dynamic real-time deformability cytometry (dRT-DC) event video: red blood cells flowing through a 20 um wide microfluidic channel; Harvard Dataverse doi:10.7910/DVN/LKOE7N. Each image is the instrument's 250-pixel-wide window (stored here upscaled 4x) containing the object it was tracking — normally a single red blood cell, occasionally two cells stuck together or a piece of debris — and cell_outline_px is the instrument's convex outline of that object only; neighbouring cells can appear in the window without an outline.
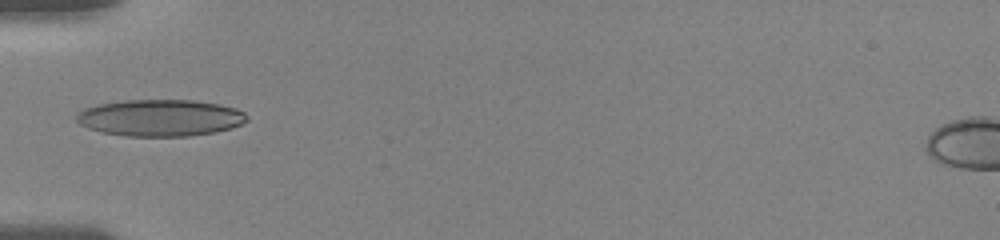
{"species": "human", "species_latin": "Homo sapiens", "temperature_condition": "room temperature", "stored_images_in_passage": 8, "camera_frame_rate_fps": 3000, "um_per_image_px": 0.085, "donor": {"sex": "female"}, "frame": {"image": 1, "passage_image": 1, "time_ms": 0.0, "image_size_px": [1000, 240], "cell_outline_px": [[248, 120], [232, 128], [212, 132], [188, 136], [124, 136], [104, 132], [88, 128], [80, 124], [76, 120], [76, 116], [84, 108], [100, 104], [128, 100], [192, 100], [220, 104], [236, 108], [244, 112], [248, 116]], "centroid_in_image_um": [13.64, 10.01], "position_along_channel_um": 71.4, "area_um2": 36.3}}
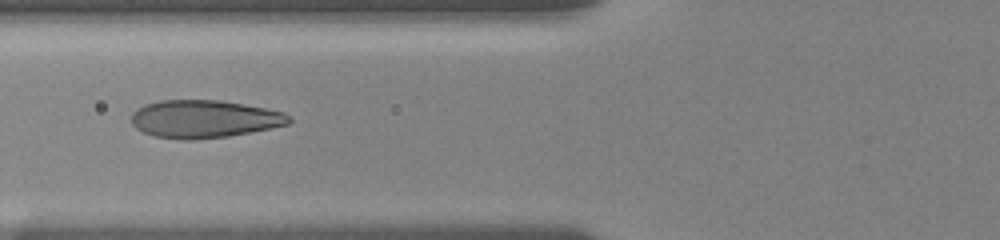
{"frame": {"image": 2, "passage_image": 7, "time_ms": 1.0, "image_size_px": [1000, 240], "cell_outline_px": [[292, 120], [288, 124], [272, 128], [228, 136], [196, 140], [184, 140], [156, 136], [144, 132], [136, 128], [132, 124], [132, 112], [136, 108], [144, 104], [160, 100], [220, 100], [264, 108], [284, 112]], "centroid_in_image_um": [17.33, 10.11], "position_along_channel_um": 108.5, "area_um2": 34.68}}